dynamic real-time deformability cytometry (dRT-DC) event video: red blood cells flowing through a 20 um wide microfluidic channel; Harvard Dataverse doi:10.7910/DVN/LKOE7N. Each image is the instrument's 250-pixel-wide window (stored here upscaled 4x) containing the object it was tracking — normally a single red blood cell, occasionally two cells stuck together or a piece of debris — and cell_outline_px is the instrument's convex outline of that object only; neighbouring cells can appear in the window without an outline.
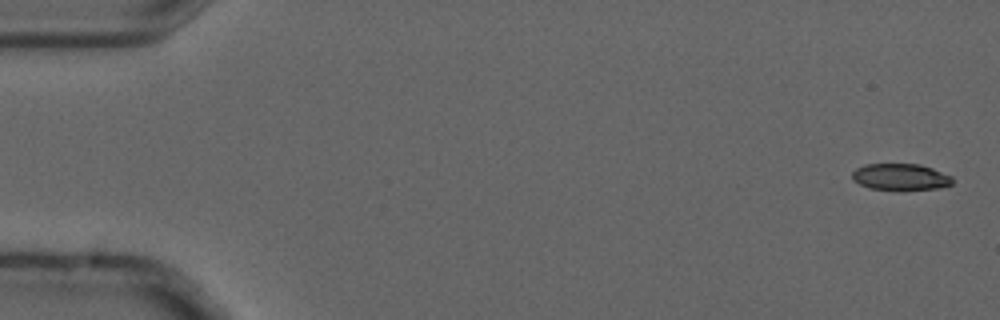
{"species": "common noctule bat (a hibernating species)", "species_latin": "Nyctalus noctula", "temperature_condition": "cold", "stored_images_in_passage": 4, "camera_frame_rate_fps": 3000, "um_per_image_px": 0.085, "animal": {"sex": "male", "forearm_length_mm": 52.5}, "frame": {"image": 1, "passage_image": 1, "time_ms": 0.0, "image_size_px": [1000, 320], "cell_outline_px": [[952, 184], [940, 188], [868, 188], [852, 180], [852, 172], [856, 168], [864, 164], [920, 164], [932, 168], [952, 176]], "centroid_in_image_um": [76.52, 15.0], "position_along_channel_um": 8.5, "area_um2": 15.09}}